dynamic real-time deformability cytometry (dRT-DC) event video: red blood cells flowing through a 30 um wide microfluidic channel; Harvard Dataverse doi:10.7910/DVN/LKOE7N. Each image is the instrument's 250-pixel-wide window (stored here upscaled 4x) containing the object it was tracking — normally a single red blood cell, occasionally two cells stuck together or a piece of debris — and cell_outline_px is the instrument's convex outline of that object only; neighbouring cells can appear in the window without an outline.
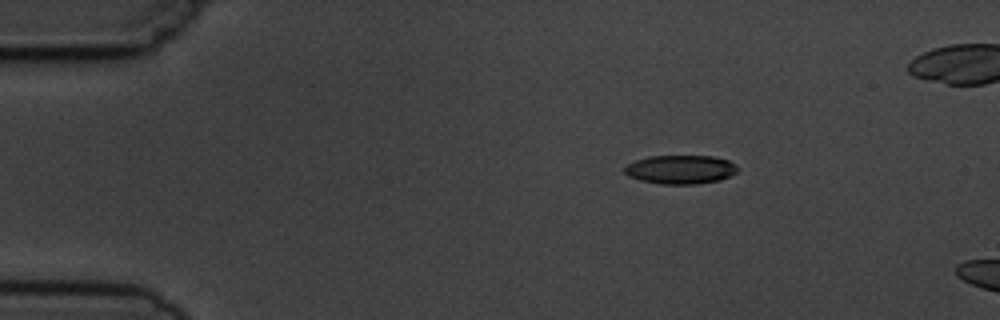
{"species": "common noctule bat (a hibernating species)", "species_latin": "Nyctalus noctula", "temperature_condition": "cold", "stored_images_in_passage": 3, "camera_frame_rate_fps": 3000, "um_per_image_px": 0.085, "animal": {"sex": "male", "body_mass_g": 19.5, "forearm_length_mm": 54.6}, "frame": {"image": 1, "passage_image": 1, "time_ms": 0.0, "image_size_px": [1000, 320], "cell_outline_px": [[740, 168], [736, 172], [720, 180], [696, 184], [660, 184], [640, 180], [628, 176], [624, 172], [624, 168], [628, 164], [636, 160], [648, 156], [712, 156], [728, 160], [736, 164]], "centroid_in_image_um": [57.85, 14.4], "position_along_channel_um": 27.2, "area_um2": 19.02}}